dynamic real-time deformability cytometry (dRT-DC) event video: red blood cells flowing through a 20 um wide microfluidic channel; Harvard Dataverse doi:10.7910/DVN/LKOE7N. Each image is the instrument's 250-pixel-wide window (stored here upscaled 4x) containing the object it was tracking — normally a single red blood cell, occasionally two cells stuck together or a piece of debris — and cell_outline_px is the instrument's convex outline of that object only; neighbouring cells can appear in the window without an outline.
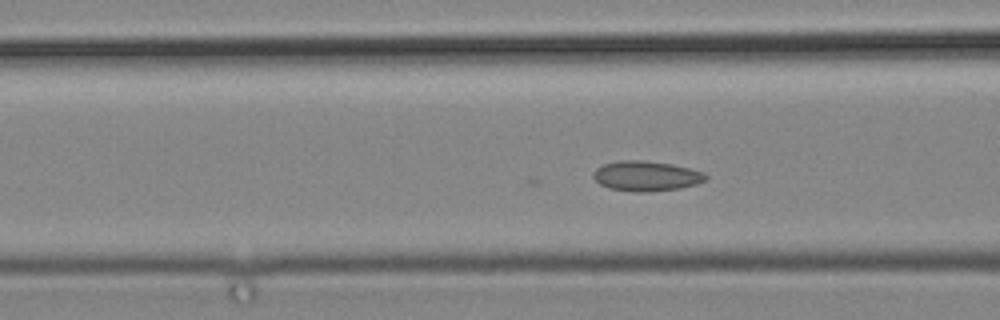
{"species": "common noctule bat (a hibernating species)", "species_latin": "Nyctalus noctula", "temperature_condition": "cold", "stored_images_in_passage": 33, "camera_frame_rate_fps": 3000, "um_per_image_px": 0.085, "animal": {"sex": "male", "body_mass_g": 19.2, "forearm_length_mm": 51.8}, "frame": {"image": 1, "passage_image": 7, "time_ms": 2.0, "image_size_px": [1000, 320], "cell_outline_px": [[708, 176], [704, 180], [696, 184], [680, 188], [640, 192], [636, 192], [608, 188], [600, 184], [592, 176], [592, 172], [596, 168], [604, 164], [624, 160], [640, 160], [672, 164], [704, 172]], "centroid_in_image_um": [54.9, 14.96], "position_along_channel_um": 111.7, "area_um2": 19.48}}
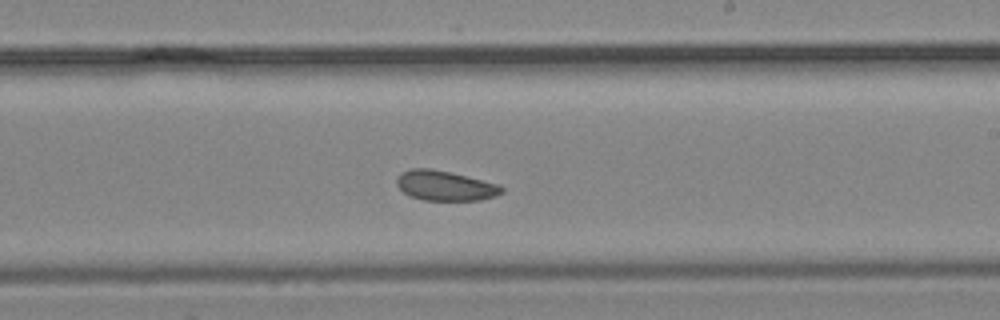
{"frame": {"image": 2, "passage_image": 17, "time_ms": 5.333, "image_size_px": [1000, 320], "cell_outline_px": [[504, 192], [496, 196], [480, 200], [424, 200], [412, 196], [404, 192], [396, 184], [396, 180], [400, 172], [412, 168], [432, 168], [496, 184], [504, 188]], "centroid_in_image_um": [37.8, 15.78], "position_along_channel_um": 251.2, "area_um2": 18.03}}
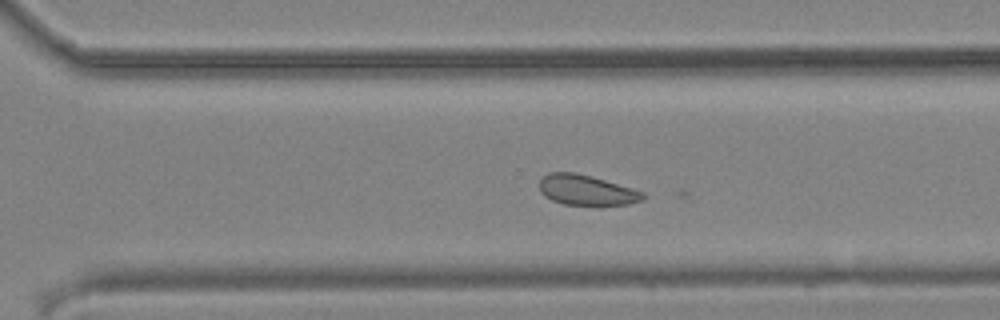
{"frame": {"image": 3, "passage_image": 22, "time_ms": 7.0, "image_size_px": [1000, 320], "cell_outline_px": [[644, 196], [640, 200], [628, 204], [600, 208], [596, 208], [564, 204], [552, 200], [544, 196], [540, 192], [540, 176], [548, 172], [576, 172], [592, 176], [632, 188], [644, 192]], "centroid_in_image_um": [49.83, 16.19], "position_along_channel_um": 320.8, "area_um2": 19.07}}